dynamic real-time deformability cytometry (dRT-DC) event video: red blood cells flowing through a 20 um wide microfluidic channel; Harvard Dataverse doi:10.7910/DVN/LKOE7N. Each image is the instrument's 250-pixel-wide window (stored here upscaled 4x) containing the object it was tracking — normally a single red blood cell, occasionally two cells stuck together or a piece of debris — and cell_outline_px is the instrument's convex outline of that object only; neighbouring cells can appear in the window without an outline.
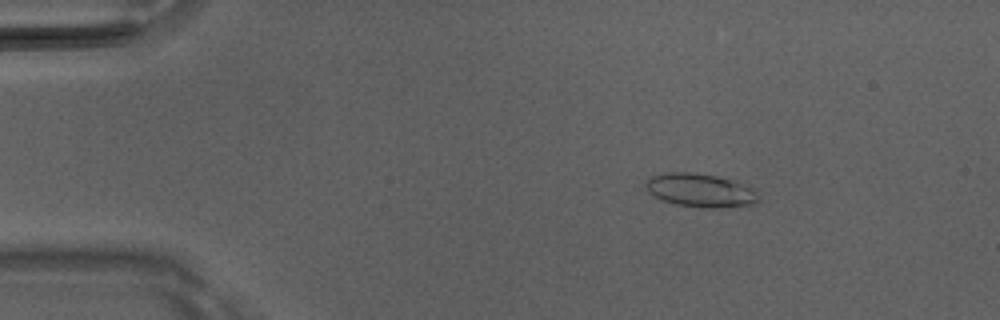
{"species": "Egyptian fruit bat (a non-hibernating species)", "species_latin": "Rousettus aegyptiacus", "temperature_condition": "room temperature", "stored_images_in_passage": 6, "camera_frame_rate_fps": 3000, "um_per_image_px": 0.085, "animal": {"sex": "male"}, "frame": {"image": 1, "passage_image": 3, "time_ms": 0.667, "image_size_px": [1000, 320], "cell_outline_px": [[760, 200], [756, 204], [720, 208], [704, 208], [676, 204], [660, 200], [652, 196], [648, 192], [644, 184], [652, 176], [668, 172], [692, 172], [716, 176], [736, 180], [752, 184], [756, 188]], "centroid_in_image_um": [59.62, 16.18], "position_along_channel_um": 25.4, "area_um2": 22.72}}